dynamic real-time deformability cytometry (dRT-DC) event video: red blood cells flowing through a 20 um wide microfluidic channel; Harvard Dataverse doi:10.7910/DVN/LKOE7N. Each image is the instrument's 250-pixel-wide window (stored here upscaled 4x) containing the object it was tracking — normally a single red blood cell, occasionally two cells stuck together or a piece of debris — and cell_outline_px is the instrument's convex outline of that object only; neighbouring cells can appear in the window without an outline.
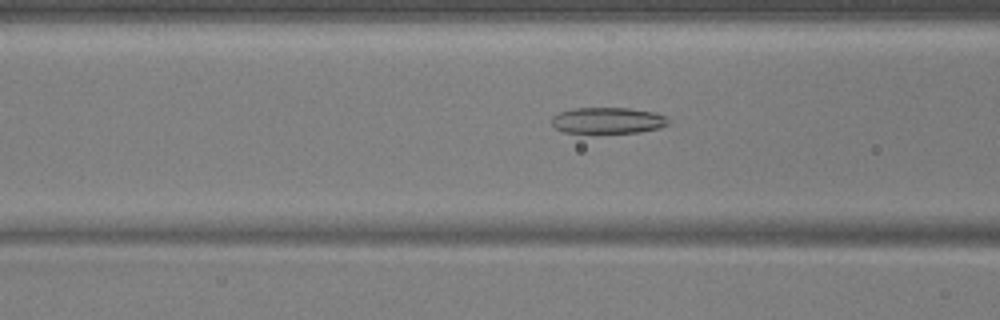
{"species": "common noctule bat (a hibernating species)", "species_latin": "Nyctalus noctula", "temperature_condition": "warm", "stored_images_in_passage": 55, "camera_frame_rate_fps": 3000, "um_per_image_px": 0.085, "animal": {"sex": "male", "body_mass_g": 17.9, "forearm_length_mm": 54.2}, "frame": {"image": 1, "passage_image": 22, "time_ms": 7.0, "image_size_px": [1000, 320], "cell_outline_px": [[668, 124], [660, 128], [640, 132], [564, 132], [556, 128], [552, 124], [552, 116], [560, 112], [576, 108], [628, 108], [652, 112], [664, 116], [668, 120]], "centroid_in_image_um": [51.66, 10.23], "position_along_channel_um": 114.9, "area_um2": 17.46}}
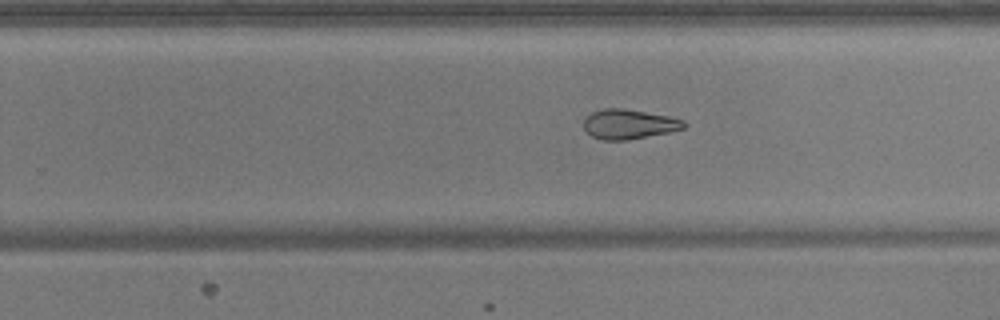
{"frame": {"image": 2, "passage_image": 35, "time_ms": 11.333, "image_size_px": [1000, 320], "cell_outline_px": [[688, 124], [684, 128], [668, 132], [628, 140], [600, 140], [592, 136], [584, 128], [584, 116], [592, 112], [604, 108], [624, 108], [668, 116], [684, 120]], "centroid_in_image_um": [53.44, 10.55], "position_along_channel_um": 276.4, "area_um2": 17.4}}
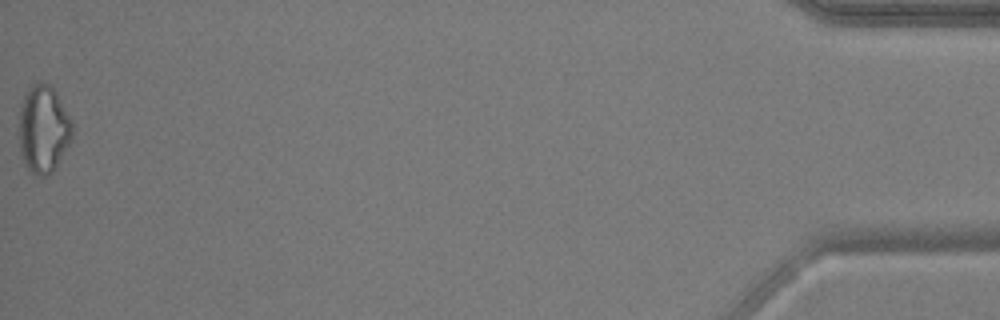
{"frame": {"image": 3, "passage_image": 55, "time_ms": 18.0, "image_size_px": [1000, 320], "cell_outline_px": [[72, 136], [56, 168], [52, 172], [44, 176], [36, 176], [28, 172], [20, 156], [16, 132], [20, 108], [24, 96], [28, 88], [32, 84], [48, 84], [56, 92], [72, 120]], "centroid_in_image_um": [3.63, 11.03], "position_along_channel_um": 431.6, "area_um2": 27.8}, "authors_computed_cell_mechanics": {"area_um2": 20.1722, "velocity_mm_per_s": 3.7197, "shape_relaxation_time_tau1_ms": 7.3587, "shape_relaxation_time_tau2_ms": 3.5015, "deformation_change_tau1": 0.1898, "deformation_change_tau2": 0.1246}}